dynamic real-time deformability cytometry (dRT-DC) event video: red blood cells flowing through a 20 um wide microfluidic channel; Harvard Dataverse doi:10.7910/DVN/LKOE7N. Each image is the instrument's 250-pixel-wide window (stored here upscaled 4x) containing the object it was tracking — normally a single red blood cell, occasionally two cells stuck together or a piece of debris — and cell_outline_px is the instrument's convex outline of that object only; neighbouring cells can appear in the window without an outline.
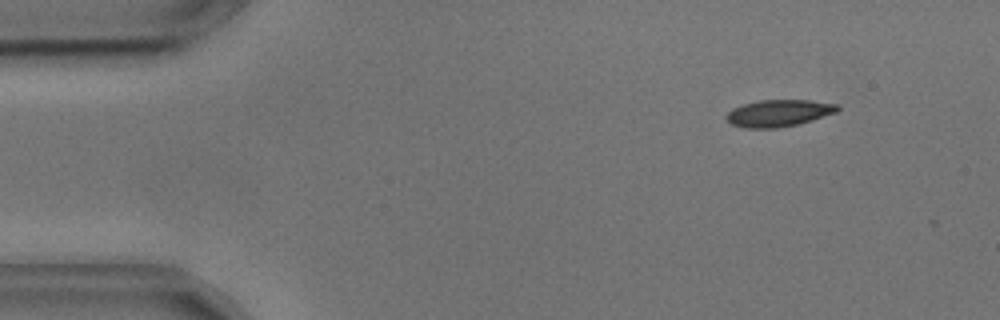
{"species": "common noctule bat (a hibernating species)", "species_latin": "Nyctalus noctula", "temperature_condition": "cold", "stored_images_in_passage": 51, "camera_frame_rate_fps": 3000, "um_per_image_px": 0.085, "animal": {"sex": "male", "body_mass_g": 17.9, "forearm_length_mm": 54.2}, "frame": {"image": 1, "passage_image": 5, "time_ms": 1.333, "image_size_px": [1000, 320], "cell_outline_px": [[840, 108], [836, 112], [812, 120], [796, 124], [776, 128], [744, 128], [732, 124], [724, 116], [732, 108], [744, 104], [760, 100], [808, 100], [840, 104]], "centroid_in_image_um": [66.19, 9.61], "position_along_channel_um": 18.8, "area_um2": 17.34}}
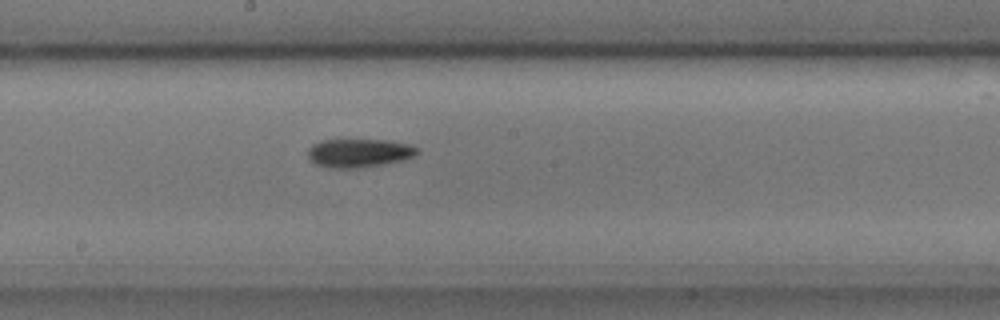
{"frame": {"image": 2, "passage_image": 28, "time_ms": 9.0, "image_size_px": [1000, 320], "cell_outline_px": [[416, 152], [412, 156], [404, 160], [356, 168], [328, 168], [316, 164], [308, 160], [308, 148], [312, 144], [320, 140], [388, 140], [408, 144], [416, 148]], "centroid_in_image_um": [30.42, 13.0], "position_along_channel_um": 217.8, "area_um2": 18.03}}
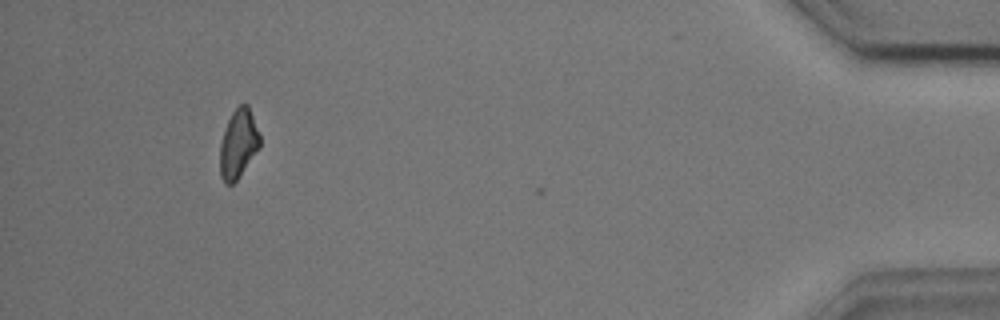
{"frame": {"image": 3, "passage_image": 50, "time_ms": 16.333, "image_size_px": [1000, 320], "cell_outline_px": [[260, 148], [236, 180], [232, 184], [224, 184], [220, 176], [220, 144], [228, 120], [232, 112], [240, 104], [248, 104], [260, 136]], "centroid_in_image_um": [20.26, 12.23], "position_along_channel_um": 414.9, "area_um2": 15.9}, "authors_computed_cell_mechanics": {"area_um2": 17.34, "velocity_mm_per_s": 3.6227, "shape_relaxation_time_tau1_ms": 6.9842, "shape_relaxation_time_tau2_ms": null, "deformation_change_tau1": 0.1418, "deformation_change_tau2": null}}